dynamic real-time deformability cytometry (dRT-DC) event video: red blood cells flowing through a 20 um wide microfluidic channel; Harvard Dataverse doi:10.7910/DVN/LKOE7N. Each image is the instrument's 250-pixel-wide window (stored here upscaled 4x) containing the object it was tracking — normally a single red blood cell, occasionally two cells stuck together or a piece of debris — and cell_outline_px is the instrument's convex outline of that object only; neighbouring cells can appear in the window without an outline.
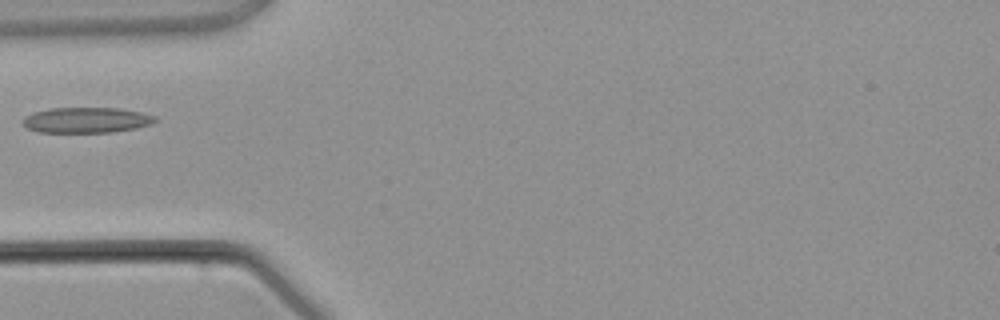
{"species": "common noctule bat (a hibernating species)", "species_latin": "Nyctalus noctula", "temperature_condition": "warm", "stored_images_in_passage": 2, "camera_frame_rate_fps": 3000, "um_per_image_px": 0.085, "animal": {"sex": "male", "body_mass_g": 21.5, "forearm_length_mm": 52.0}, "frame": {"image": 1, "passage_image": 2, "time_ms": 2.0, "image_size_px": [1000, 320], "cell_outline_px": [[160, 120], [152, 124], [136, 128], [112, 132], [36, 132], [20, 124], [20, 120], [24, 116], [32, 112], [48, 108], [120, 108], [140, 112], [156, 116]], "centroid_in_image_um": [7.31, 10.2], "position_along_channel_um": 77.7, "area_um2": 20.06}}